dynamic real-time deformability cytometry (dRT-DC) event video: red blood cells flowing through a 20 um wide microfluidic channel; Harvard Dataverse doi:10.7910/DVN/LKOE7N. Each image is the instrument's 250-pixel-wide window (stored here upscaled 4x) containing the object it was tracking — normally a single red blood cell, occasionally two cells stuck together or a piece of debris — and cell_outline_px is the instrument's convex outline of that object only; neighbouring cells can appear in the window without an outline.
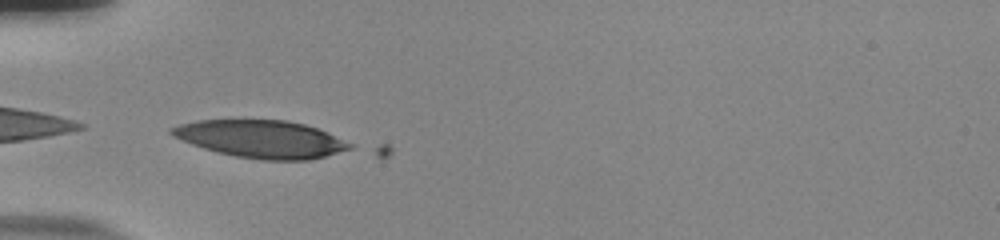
{"species": "human", "species_latin": "Homo sapiens", "temperature_condition": "room temperature", "stored_images_in_passage": 9, "camera_frame_rate_fps": 3000, "um_per_image_px": 0.085, "donor": {"sex": "male"}, "frame": {"image": 1, "passage_image": 2, "time_ms": 0.333, "image_size_px": [1000, 240], "cell_outline_px": [[356, 144], [352, 148], [324, 156], [308, 160], [260, 160], [236, 156], [216, 152], [192, 144], [172, 136], [168, 132], [168, 128], [180, 124], [196, 120], [288, 120], [304, 124], [328, 132]], "centroid_in_image_um": [22.2, 11.81], "position_along_channel_um": 62.8, "area_um2": 39.13}}
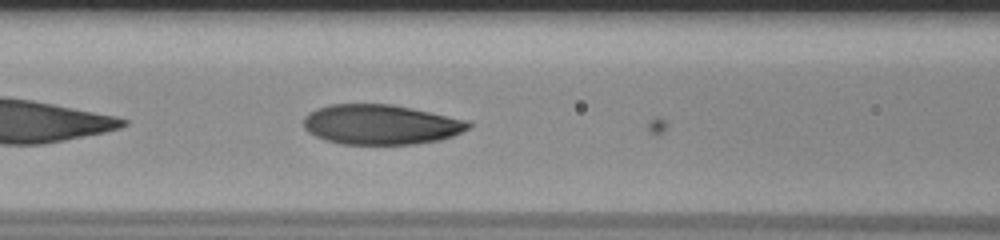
{"frame": {"image": 2, "passage_image": 8, "time_ms": 2.333, "image_size_px": [1000, 240], "cell_outline_px": [[472, 124], [468, 128], [452, 136], [440, 140], [416, 144], [340, 144], [316, 136], [308, 132], [304, 128], [304, 116], [308, 112], [316, 108], [328, 104], [392, 104], [412, 108], [468, 120]], "centroid_in_image_um": [32.35, 10.58], "position_along_channel_um": 134.3, "area_um2": 38.44}}